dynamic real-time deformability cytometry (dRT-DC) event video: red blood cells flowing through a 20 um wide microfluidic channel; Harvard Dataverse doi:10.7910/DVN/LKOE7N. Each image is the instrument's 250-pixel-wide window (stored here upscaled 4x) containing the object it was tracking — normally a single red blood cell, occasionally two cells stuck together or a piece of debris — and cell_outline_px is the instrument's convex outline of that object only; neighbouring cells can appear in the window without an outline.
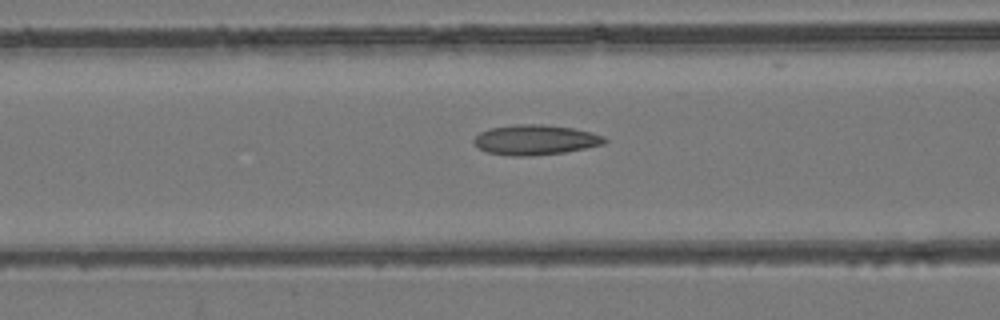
{"species": "common noctule bat (a hibernating species)", "species_latin": "Nyctalus noctula", "temperature_condition": "room temperature", "stored_images_in_passage": 48, "camera_frame_rate_fps": 3000, "um_per_image_px": 0.085, "animal": {"sex": "female", "body_mass_g": 24.6, "forearm_length_mm": 56.2}, "frame": {"image": 1, "passage_image": 17, "time_ms": 5.333, "image_size_px": [1000, 320], "cell_outline_px": [[608, 140], [604, 144], [588, 148], [564, 152], [532, 156], [512, 156], [488, 152], [480, 148], [472, 140], [480, 132], [488, 128], [516, 124], [540, 124], [572, 128], [592, 132], [604, 136]], "centroid_in_image_um": [45.53, 11.88], "position_along_channel_um": 121.1, "area_um2": 22.95}}
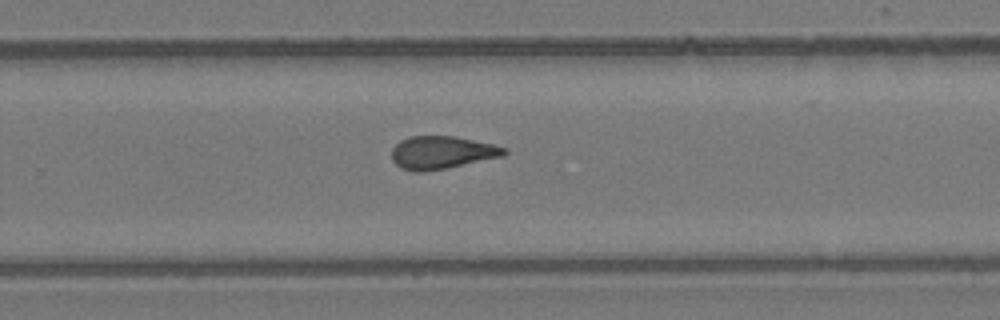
{"frame": {"image": 2, "passage_image": 30, "time_ms": 9.667, "image_size_px": [1000, 320], "cell_outline_px": [[508, 152], [504, 156], [448, 168], [424, 172], [416, 172], [400, 168], [392, 160], [392, 148], [400, 140], [408, 136], [456, 136], [492, 144], [508, 148]], "centroid_in_image_um": [37.56, 12.97], "position_along_channel_um": 292.2, "area_um2": 21.79}}
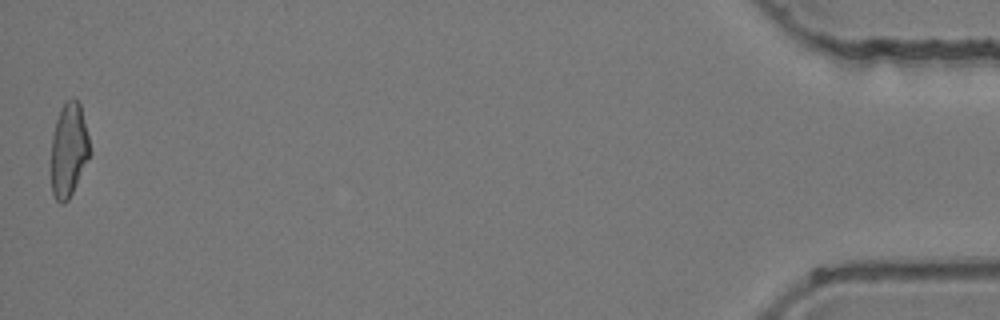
{"frame": {"image": 3, "passage_image": 48, "time_ms": 15.667, "image_size_px": [1000, 320], "cell_outline_px": [[92, 152], [68, 200], [64, 204], [60, 204], [56, 200], [52, 192], [52, 136], [56, 120], [60, 108], [64, 100], [72, 96], [80, 104]], "centroid_in_image_um": [5.85, 12.71], "position_along_channel_um": 429.3, "area_um2": 21.21}, "authors_computed_cell_mechanics": {"area_um2": 21.8484, "velocity_mm_per_s": 3.9555, "shape_relaxation_time_tau1_ms": null, "shape_relaxation_time_tau2_ms": 2.7573, "deformation_change_tau1": null, "deformation_change_tau2": 0.1087}}